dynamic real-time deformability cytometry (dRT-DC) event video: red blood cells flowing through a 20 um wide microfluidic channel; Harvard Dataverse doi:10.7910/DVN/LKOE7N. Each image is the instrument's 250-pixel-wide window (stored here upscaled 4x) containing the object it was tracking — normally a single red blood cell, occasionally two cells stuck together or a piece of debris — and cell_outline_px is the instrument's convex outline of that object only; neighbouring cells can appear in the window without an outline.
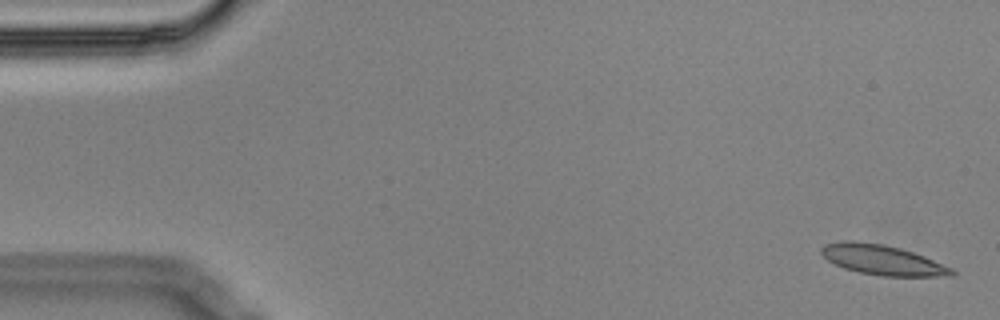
{"species": "Egyptian fruit bat (a non-hibernating species)", "species_latin": "Rousettus aegyptiacus", "temperature_condition": "cold", "stored_images_in_passage": 4, "camera_frame_rate_fps": 3000, "um_per_image_px": 0.085, "animal": {"sex": "male"}, "frame": {"image": 1, "passage_image": 1, "time_ms": 0.0, "image_size_px": [1000, 320], "cell_outline_px": [[956, 272], [952, 276], [880, 276], [860, 272], [844, 268], [828, 260], [820, 252], [820, 248], [824, 244], [844, 240], [852, 240], [884, 244], [900, 248], [924, 256], [952, 268]], "centroid_in_image_um": [74.99, 22.08], "position_along_channel_um": 10.0, "area_um2": 22.77}}
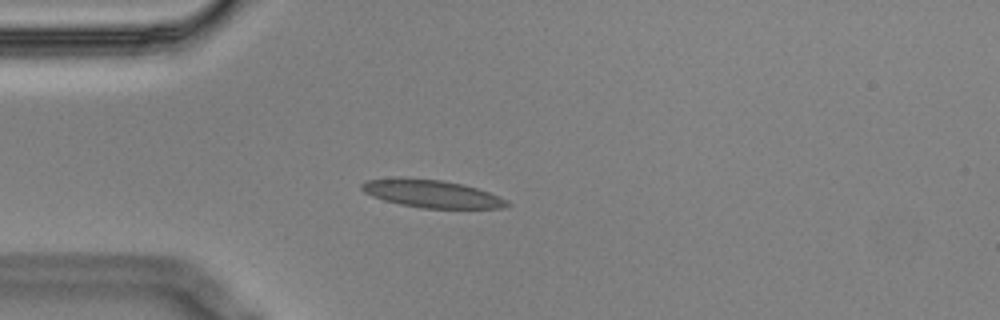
{"frame": {"image": 2, "passage_image": 4, "time_ms": 1.0, "image_size_px": [1000, 320], "cell_outline_px": [[512, 204], [504, 208], [420, 208], [400, 204], [384, 200], [372, 196], [364, 192], [360, 188], [360, 184], [364, 180], [400, 176], [444, 180], [476, 188], [488, 192], [508, 200]], "centroid_in_image_um": [36.64, 16.45], "position_along_channel_um": 48.4, "area_um2": 23.81}}